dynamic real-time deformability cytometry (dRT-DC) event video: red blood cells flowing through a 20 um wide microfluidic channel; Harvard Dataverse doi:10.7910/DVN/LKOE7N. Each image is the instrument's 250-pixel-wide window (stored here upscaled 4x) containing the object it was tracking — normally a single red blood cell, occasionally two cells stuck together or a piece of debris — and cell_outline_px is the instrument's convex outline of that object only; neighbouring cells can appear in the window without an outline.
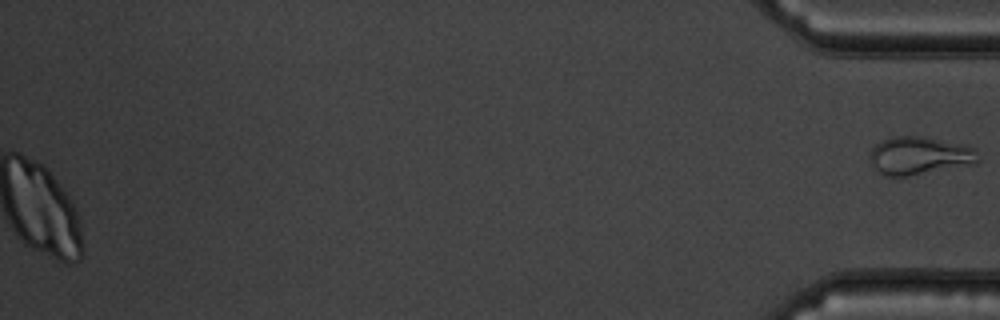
{"species": "common noctule bat (a hibernating species)", "species_latin": "Nyctalus noctula", "temperature_condition": "warm", "stored_images_in_passage": 53, "segment_of_instrument_passage": [2, 2], "camera_frame_rate_fps": 3000, "um_per_image_px": 0.085, "animal": {"sex": "male", "body_mass_g": 19.5, "forearm_length_mm": 54.6}, "frame": {"image": 1, "passage_image": 53, "time_ms": 17.333, "image_size_px": [1000, 320], "cell_outline_px": [[980, 160], [976, 164], [908, 176], [884, 176], [872, 164], [872, 148], [880, 140], [896, 136], [920, 136], [964, 144], [976, 148]], "centroid_in_image_um": [78.22, 13.23], "position_along_channel_um": 357.0, "area_um2": 23.99}}